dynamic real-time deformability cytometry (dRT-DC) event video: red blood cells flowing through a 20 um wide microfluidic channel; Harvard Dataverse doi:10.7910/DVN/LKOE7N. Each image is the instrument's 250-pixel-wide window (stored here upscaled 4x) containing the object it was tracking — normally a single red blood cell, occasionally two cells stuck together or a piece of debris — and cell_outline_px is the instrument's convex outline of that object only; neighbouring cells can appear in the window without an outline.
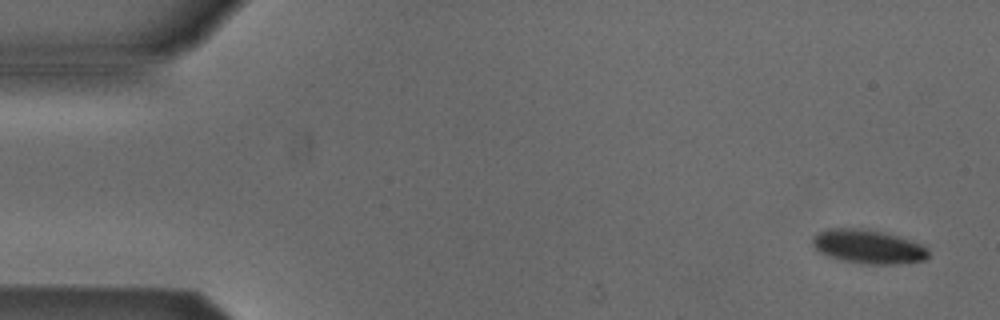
{"species": "Egyptian fruit bat (a non-hibernating species)", "species_latin": "Rousettus aegyptiacus", "temperature_condition": "cold", "stored_images_in_passage": 5, "camera_frame_rate_fps": 3000, "um_per_image_px": 0.085, "animal": {"sex": "male"}, "frame": {"image": 1, "passage_image": 1, "time_ms": 0.0, "image_size_px": [1000, 320], "cell_outline_px": [[928, 256], [924, 260], [896, 264], [864, 264], [844, 260], [828, 256], [820, 252], [812, 244], [812, 236], [816, 232], [828, 228], [860, 228], [880, 232], [896, 236], [920, 244], [928, 248]], "centroid_in_image_um": [73.74, 20.96], "position_along_channel_um": 11.3, "area_um2": 22.66}}